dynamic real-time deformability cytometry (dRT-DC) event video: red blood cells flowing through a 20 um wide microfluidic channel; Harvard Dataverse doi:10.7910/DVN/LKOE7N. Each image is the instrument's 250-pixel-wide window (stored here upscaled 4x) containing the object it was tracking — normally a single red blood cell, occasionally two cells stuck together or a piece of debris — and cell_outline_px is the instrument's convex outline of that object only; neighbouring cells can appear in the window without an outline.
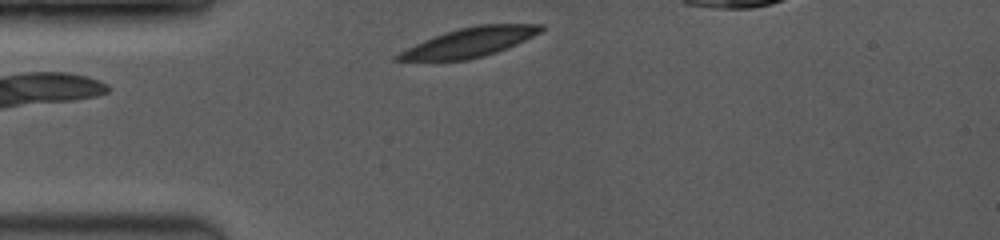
{"species": "common noctule bat (a hibernating species)", "species_latin": "Nyctalus noctula", "temperature_condition": "room temperature", "stored_images_in_passage": 11, "camera_frame_rate_fps": 3500, "um_per_image_px": 0.085, "animal": {"sex": "female", "body_mass_g": 19.0, "forearm_length_mm": 53.3}, "frame": {"image": 1, "passage_image": 1, "time_ms": 0.0, "image_size_px": [1000, 240], "cell_outline_px": [[544, 28], [540, 32], [516, 44], [496, 52], [464, 60], [392, 60], [400, 52], [432, 36], [444, 32], [476, 24], [544, 24]], "centroid_in_image_um": [39.93, 3.57], "position_along_channel_um": 45.1, "area_um2": 23.93}}
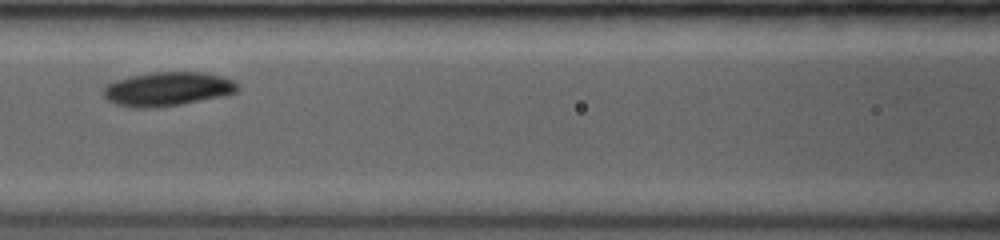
{"frame": {"image": 2, "passage_image": 7, "time_ms": 3.143, "image_size_px": [1000, 240], "cell_outline_px": [[240, 88], [236, 92], [224, 96], [180, 104], [156, 108], [132, 108], [116, 104], [108, 100], [104, 96], [104, 88], [108, 84], [116, 80], [132, 76], [152, 72], [208, 72], [232, 80], [240, 84]], "centroid_in_image_um": [14.28, 7.57], "position_along_channel_um": 152.3, "area_um2": 26.65}}
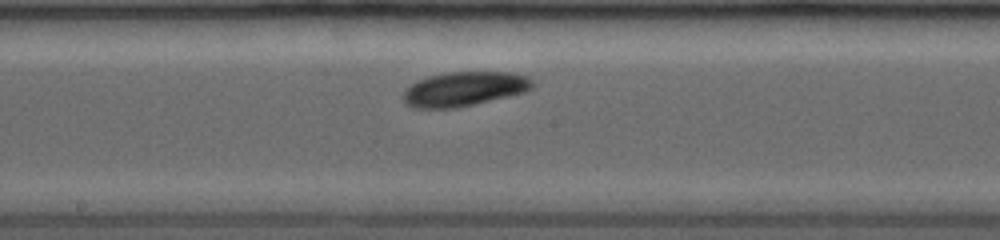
{"frame": {"image": 3, "passage_image": 10, "time_ms": 4.571, "image_size_px": [1000, 240], "cell_outline_px": [[532, 88], [524, 92], [456, 108], [412, 108], [404, 104], [404, 92], [416, 80], [428, 76], [444, 72], [512, 72], [528, 76], [532, 80]], "centroid_in_image_um": [39.43, 7.55], "position_along_channel_um": 208.8, "area_um2": 25.84}}